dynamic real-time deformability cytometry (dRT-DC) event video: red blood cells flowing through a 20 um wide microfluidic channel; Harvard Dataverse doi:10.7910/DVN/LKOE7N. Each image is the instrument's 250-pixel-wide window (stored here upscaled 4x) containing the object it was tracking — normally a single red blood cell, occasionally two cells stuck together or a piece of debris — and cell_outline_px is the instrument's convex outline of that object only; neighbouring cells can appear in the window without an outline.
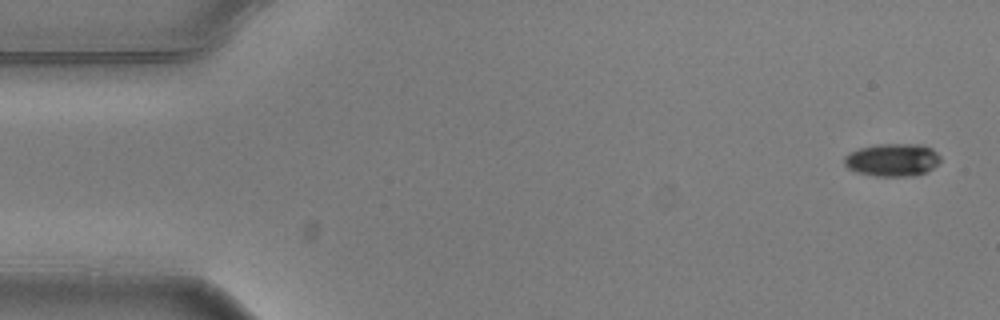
{"species": "common noctule bat (a hibernating species)", "species_latin": "Nyctalus noctula", "temperature_condition": "warm", "stored_images_in_passage": 3, "camera_frame_rate_fps": 3000, "um_per_image_px": 0.085, "animal": {"sex": "male", "body_mass_g": 20.5, "forearm_length_mm": 52.5}, "frame": {"image": 1, "passage_image": 1, "time_ms": 0.0, "image_size_px": [1000, 320], "cell_outline_px": [[940, 160], [932, 168], [916, 176], [876, 176], [856, 172], [848, 168], [844, 164], [844, 156], [848, 152], [860, 148], [876, 144], [920, 144], [932, 148], [940, 156]], "centroid_in_image_um": [75.83, 13.58], "position_along_channel_um": 9.2, "area_um2": 18.44}}